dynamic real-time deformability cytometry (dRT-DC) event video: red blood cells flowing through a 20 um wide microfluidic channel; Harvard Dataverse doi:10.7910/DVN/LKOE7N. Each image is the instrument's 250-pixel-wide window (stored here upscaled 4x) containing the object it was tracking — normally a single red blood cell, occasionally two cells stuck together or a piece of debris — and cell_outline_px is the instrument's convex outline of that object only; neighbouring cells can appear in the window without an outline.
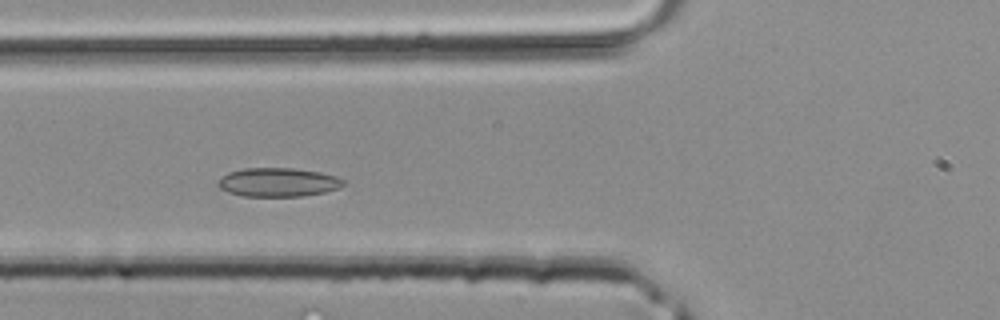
{"species": "common noctule bat (a hibernating species)", "species_latin": "Nyctalus noctula", "temperature_condition": "room temperature", "stored_images_in_passage": 26, "camera_frame_rate_fps": 3000, "um_per_image_px": 0.085, "animal": {"sex": "male", "body_mass_g": 20.4}, "frame": {"image": 1, "passage_image": 4, "time_ms": 1.0, "image_size_px": [1000, 320], "cell_outline_px": [[344, 184], [340, 188], [324, 192], [304, 196], [240, 196], [228, 192], [220, 188], [216, 184], [220, 176], [228, 172], [244, 168], [292, 168], [320, 172], [336, 176], [344, 180]], "centroid_in_image_um": [23.6, 15.49], "position_along_channel_um": 102.2, "area_um2": 21.21}}
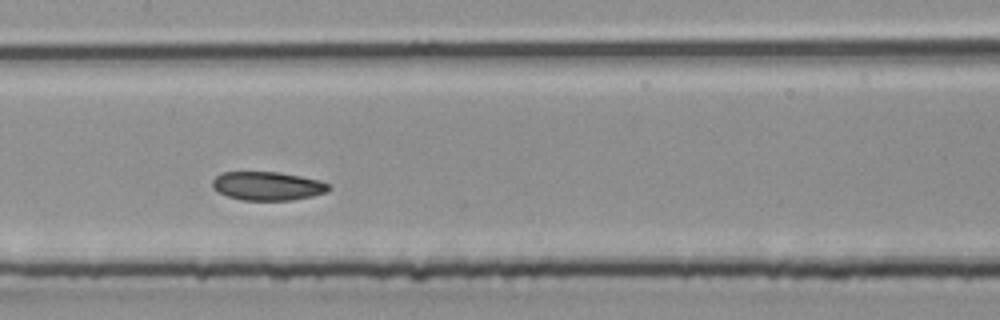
{"frame": {"image": 2, "passage_image": 9, "time_ms": 2.667, "image_size_px": [1000, 320], "cell_outline_px": [[332, 188], [328, 192], [312, 196], [292, 200], [244, 200], [228, 196], [212, 188], [212, 180], [216, 176], [224, 172], [280, 172], [320, 180], [332, 184]], "centroid_in_image_um": [22.8, 15.8], "position_along_channel_um": 184.6, "area_um2": 19.54}}
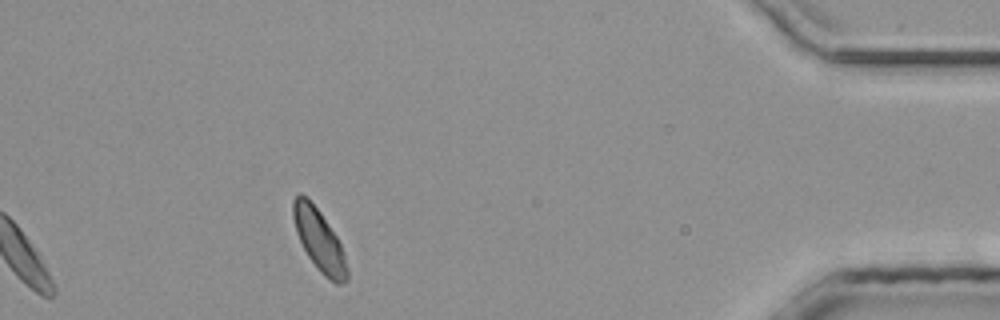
{"frame": {"image": 3, "passage_image": 26, "time_ms": 8.333, "image_size_px": [1000, 320], "cell_outline_px": [[348, 280], [344, 284], [336, 284], [324, 276], [316, 268], [308, 256], [296, 232], [292, 216], [292, 200], [300, 192], [320, 212], [336, 236], [344, 252], [348, 272]], "centroid_in_image_um": [27.13, 20.46], "position_along_channel_um": 408.1, "area_um2": 19.25}}